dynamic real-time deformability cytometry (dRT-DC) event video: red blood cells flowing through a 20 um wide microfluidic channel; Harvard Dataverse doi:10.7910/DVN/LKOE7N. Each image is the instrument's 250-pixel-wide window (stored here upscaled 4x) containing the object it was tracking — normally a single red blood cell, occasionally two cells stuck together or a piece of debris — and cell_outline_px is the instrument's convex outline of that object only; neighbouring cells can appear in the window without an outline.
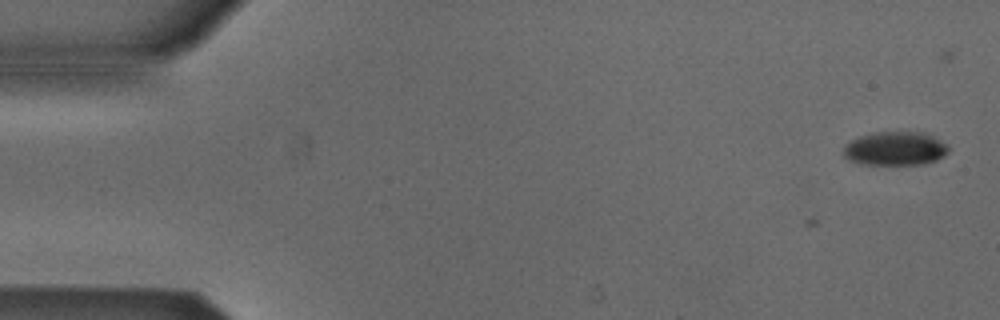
{"species": "Egyptian fruit bat (a non-hibernating species)", "species_latin": "Rousettus aegyptiacus", "temperature_condition": "cold", "stored_images_in_passage": 2, "camera_frame_rate_fps": 3000, "um_per_image_px": 0.085, "animal": {"sex": "male"}, "frame": {"image": 1, "passage_image": 2, "time_ms": 0.333, "image_size_px": [1000, 320], "cell_outline_px": [[948, 152], [944, 156], [936, 160], [924, 164], [860, 164], [848, 160], [844, 156], [844, 144], [860, 136], [876, 132], [924, 132], [948, 144]], "centroid_in_image_um": [76.09, 12.63], "position_along_channel_um": 8.9, "area_um2": 20.69}}